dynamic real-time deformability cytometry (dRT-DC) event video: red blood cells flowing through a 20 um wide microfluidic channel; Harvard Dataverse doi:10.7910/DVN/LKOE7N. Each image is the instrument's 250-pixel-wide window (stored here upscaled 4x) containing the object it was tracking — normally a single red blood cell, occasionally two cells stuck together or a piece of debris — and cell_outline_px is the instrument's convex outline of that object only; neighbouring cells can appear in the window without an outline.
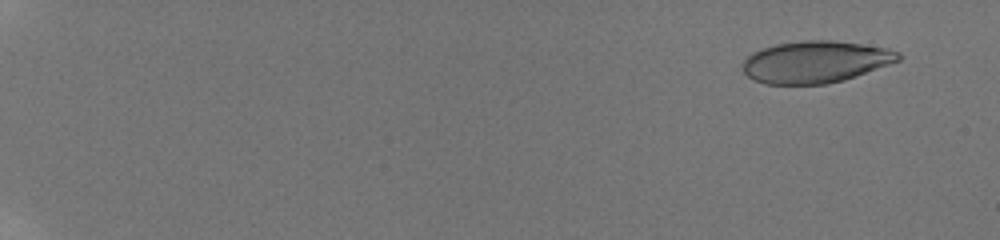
{"species": "human", "species_latin": "Homo sapiens", "temperature_condition": "room temperature", "stored_images_in_passage": 30, "camera_frame_rate_fps": 3000, "um_per_image_px": 0.085, "donor": {"sex": "male"}, "frame": {"image": 1, "passage_image": 2, "time_ms": 0.333, "image_size_px": [1000, 240], "cell_outline_px": [[900, 60], [856, 76], [844, 80], [824, 84], [764, 84], [752, 80], [744, 72], [744, 60], [752, 52], [760, 48], [776, 44], [800, 40], [832, 40], [888, 48], [900, 52]], "centroid_in_image_um": [69.29, 5.26], "position_along_channel_um": 15.7, "area_um2": 38.03}}
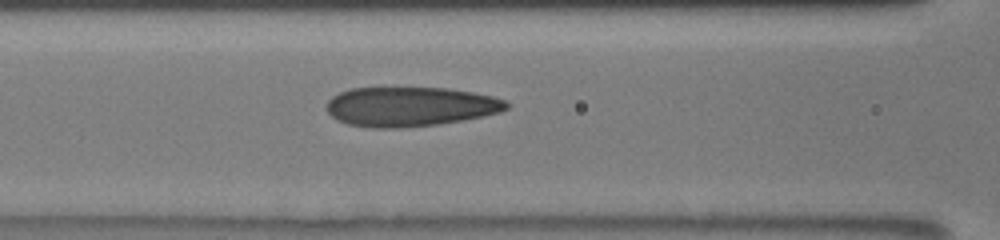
{"frame": {"image": 2, "passage_image": 23, "time_ms": 7.333, "image_size_px": [1000, 240], "cell_outline_px": [[508, 108], [500, 112], [484, 116], [464, 120], [436, 124], [400, 128], [372, 128], [348, 124], [336, 120], [324, 108], [328, 100], [332, 96], [340, 92], [352, 88], [448, 88], [472, 92], [492, 96], [504, 100], [508, 104]], "centroid_in_image_um": [34.83, 9.06], "position_along_channel_um": 131.8, "area_um2": 41.5}}
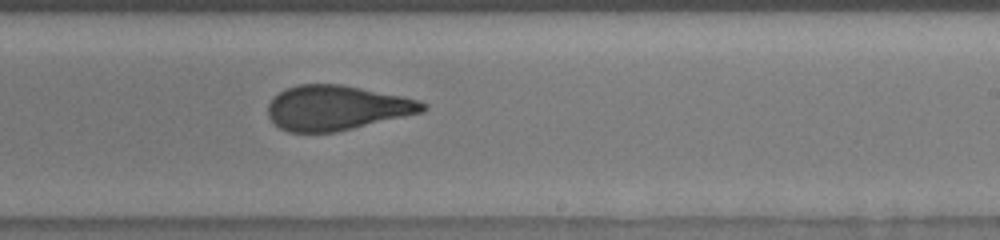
{"frame": {"image": 3, "passage_image": 30, "time_ms": 9.667, "image_size_px": [1000, 240], "cell_outline_px": [[428, 108], [424, 112], [336, 132], [288, 132], [280, 128], [268, 116], [268, 104], [280, 92], [288, 88], [300, 84], [340, 84], [420, 100], [428, 104]], "centroid_in_image_um": [28.65, 9.17], "position_along_channel_um": 260.4, "area_um2": 40.11}}